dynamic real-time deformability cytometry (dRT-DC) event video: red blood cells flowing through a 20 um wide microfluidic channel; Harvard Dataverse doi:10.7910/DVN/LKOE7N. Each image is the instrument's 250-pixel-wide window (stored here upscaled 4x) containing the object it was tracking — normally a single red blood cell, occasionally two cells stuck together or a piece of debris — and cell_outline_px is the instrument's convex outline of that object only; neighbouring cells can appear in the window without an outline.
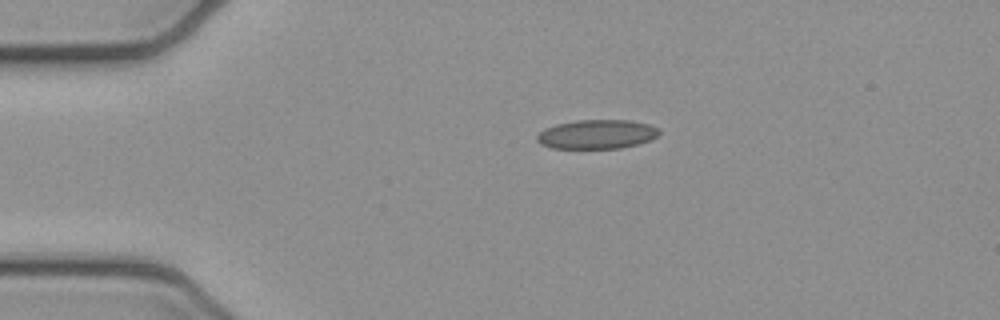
{"species": "common noctule bat (a hibernating species)", "species_latin": "Nyctalus noctula", "temperature_condition": "cold", "stored_images_in_passage": 30, "camera_frame_rate_fps": 3000, "um_per_image_px": 0.085, "animal": {"sex": "female", "body_mass_g": 21.9}, "frame": {"image": 1, "passage_image": 1, "time_ms": 0.0, "image_size_px": [1000, 320], "cell_outline_px": [[660, 132], [656, 136], [648, 140], [636, 144], [620, 148], [552, 148], [540, 144], [536, 140], [536, 136], [544, 128], [556, 124], [576, 120], [628, 120], [648, 124], [660, 128]], "centroid_in_image_um": [50.7, 11.4], "position_along_channel_um": 34.3, "area_um2": 20.69}}
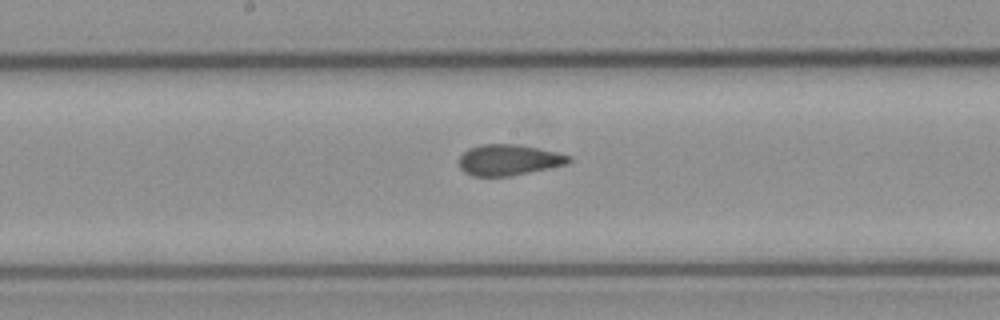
{"frame": {"image": 2, "passage_image": 17, "time_ms": 5.333, "image_size_px": [1000, 320], "cell_outline_px": [[572, 160], [568, 164], [508, 176], [472, 176], [464, 172], [460, 168], [460, 156], [468, 148], [480, 144], [516, 144], [556, 152], [572, 156]], "centroid_in_image_um": [43.23, 13.59], "position_along_channel_um": 205.0, "area_um2": 19.65}}
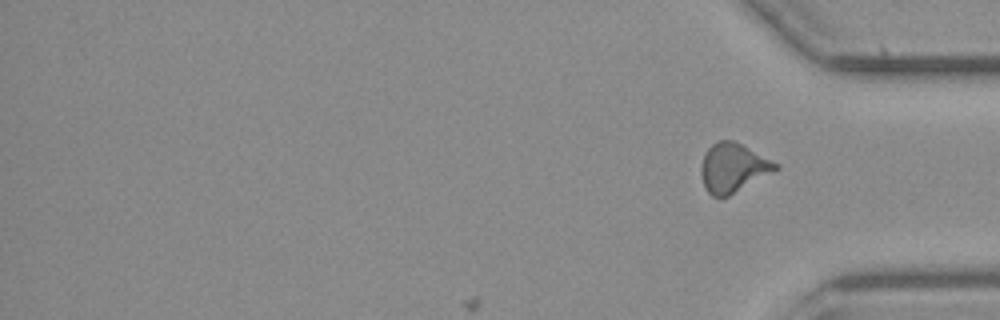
{"frame": {"image": 3, "passage_image": 30, "time_ms": 9.667, "image_size_px": [1000, 320], "cell_outline_px": [[780, 168], [728, 196], [712, 196], [704, 188], [700, 172], [700, 164], [708, 148], [716, 140], [732, 140], [780, 164]], "centroid_in_image_um": [62.28, 14.26], "position_along_channel_um": 372.9, "area_um2": 21.1}, "authors_computed_cell_mechanics": {"area_um2": 20.23, "velocity_mm_per_s": 3.9302, "shape_relaxation_time_tau1_ms": null, "shape_relaxation_time_tau2_ms": 1.0828, "deformation_change_tau1": null, "deformation_change_tau2": 0.0569}}